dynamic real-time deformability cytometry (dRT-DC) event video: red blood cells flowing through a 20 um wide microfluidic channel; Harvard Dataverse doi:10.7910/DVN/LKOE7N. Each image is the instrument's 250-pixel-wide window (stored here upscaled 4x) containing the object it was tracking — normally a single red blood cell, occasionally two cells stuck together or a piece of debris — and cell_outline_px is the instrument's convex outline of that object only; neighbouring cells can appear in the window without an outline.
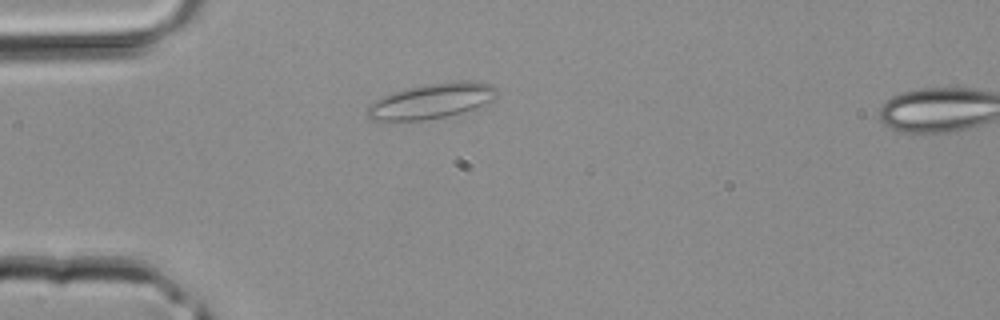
{"species": "common noctule bat (a hibernating species)", "species_latin": "Nyctalus noctula", "temperature_condition": "room temperature", "stored_images_in_passage": 31, "camera_frame_rate_fps": 3000, "um_per_image_px": 0.085, "animal": {"sex": "male", "body_mass_g": 20.4}, "frame": {"image": 1, "passage_image": 1, "time_ms": 0.0, "image_size_px": [1000, 320], "cell_outline_px": [[500, 92], [492, 100], [472, 112], [424, 120], [368, 120], [364, 116], [364, 108], [368, 104], [392, 92], [424, 84], [452, 80], [476, 80], [492, 84]], "centroid_in_image_um": [36.72, 8.58], "position_along_channel_um": 48.3, "area_um2": 27.63}}
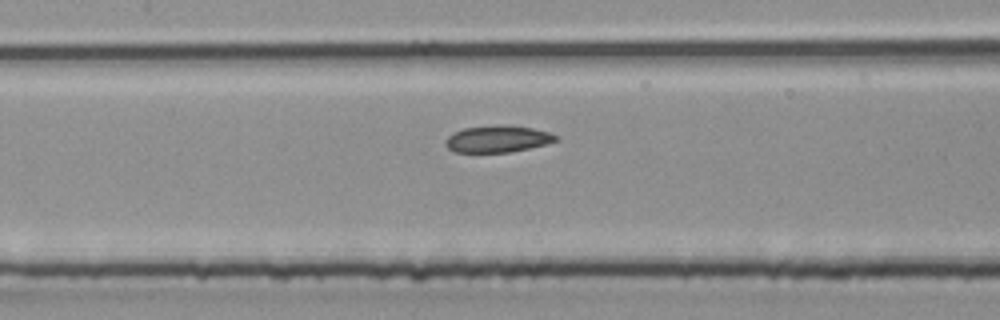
{"frame": {"image": 2, "passage_image": 9, "time_ms": 2.667, "image_size_px": [1000, 320], "cell_outline_px": [[560, 140], [548, 144], [508, 152], [452, 152], [444, 144], [444, 140], [452, 132], [464, 128], [496, 124], [500, 124], [532, 128], [548, 132], [560, 136]], "centroid_in_image_um": [42.29, 11.8], "position_along_channel_um": 165.1, "area_um2": 17.51}}
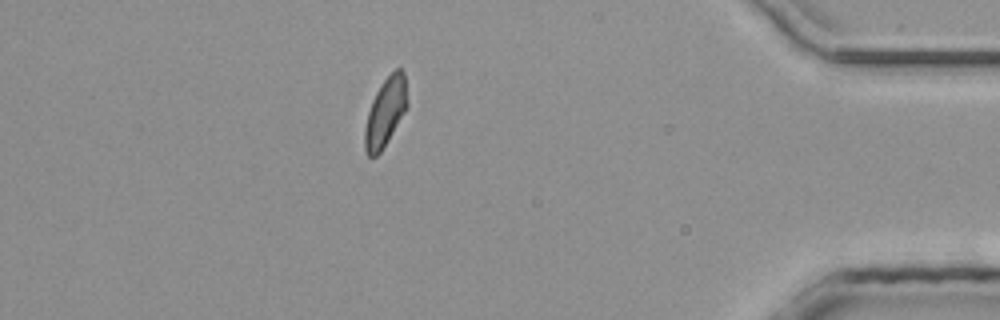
{"frame": {"image": 3, "passage_image": 26, "time_ms": 8.333, "image_size_px": [1000, 320], "cell_outline_px": [[408, 104], [404, 112], [388, 140], [380, 152], [376, 156], [368, 156], [364, 148], [364, 132], [368, 112], [372, 100], [380, 84], [396, 68], [400, 68], [404, 72], [408, 100]], "centroid_in_image_um": [32.76, 9.51], "position_along_channel_um": 402.4, "area_um2": 16.82}}